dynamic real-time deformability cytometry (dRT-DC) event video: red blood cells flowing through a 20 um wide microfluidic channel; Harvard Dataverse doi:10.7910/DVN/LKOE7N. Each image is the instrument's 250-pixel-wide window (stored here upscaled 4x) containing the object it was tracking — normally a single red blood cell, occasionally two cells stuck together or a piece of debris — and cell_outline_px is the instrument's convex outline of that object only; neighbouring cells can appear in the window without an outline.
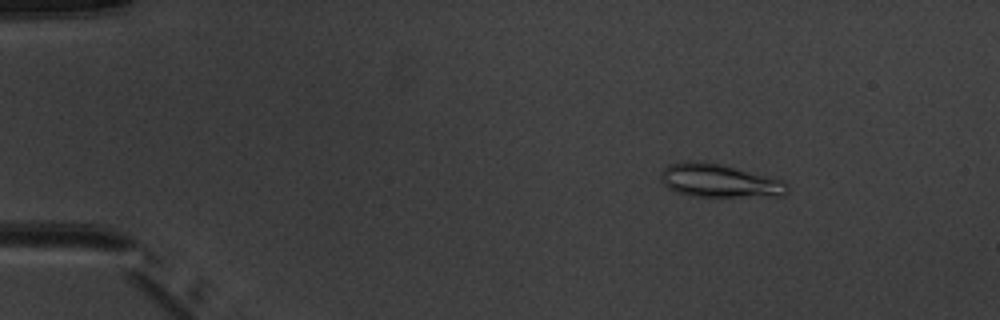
{"species": "common noctule bat (a hibernating species)", "species_latin": "Nyctalus noctula", "temperature_condition": "warm", "stored_images_in_passage": 5, "camera_frame_rate_fps": 3000, "um_per_image_px": 0.085, "animal": {"sex": "male", "body_mass_g": 20.1, "forearm_length_mm": 53.5}, "frame": {"image": 1, "passage_image": 3, "time_ms": 2.333, "image_size_px": [1000, 320], "cell_outline_px": [[788, 192], [784, 196], [688, 196], [676, 192], [668, 188], [660, 180], [660, 172], [668, 164], [692, 160], [704, 160], [784, 180], [788, 184]], "centroid_in_image_um": [61.12, 15.35], "position_along_channel_um": 23.9, "area_um2": 24.8}}